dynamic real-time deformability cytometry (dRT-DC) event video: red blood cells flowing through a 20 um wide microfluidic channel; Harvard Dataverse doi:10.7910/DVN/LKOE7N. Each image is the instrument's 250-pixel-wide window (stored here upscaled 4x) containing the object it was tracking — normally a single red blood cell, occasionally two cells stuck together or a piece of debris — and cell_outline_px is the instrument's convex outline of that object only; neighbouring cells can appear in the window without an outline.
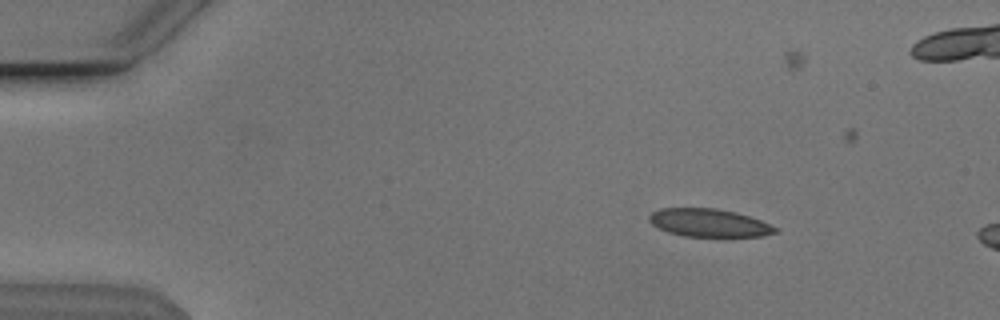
{"species": "Egyptian fruit bat (a non-hibernating species)", "species_latin": "Rousettus aegyptiacus", "temperature_condition": "cold", "stored_images_in_passage": 12, "camera_frame_rate_fps": 3000, "um_per_image_px": 0.085, "animal": {"sex": "male"}, "frame": {"image": 1, "passage_image": 7, "time_ms": 2.0, "image_size_px": [1000, 320], "cell_outline_px": [[780, 232], [760, 236], [684, 236], [668, 232], [652, 224], [648, 220], [648, 216], [652, 212], [660, 208], [716, 208], [736, 212], [760, 220], [780, 228]], "centroid_in_image_um": [60.28, 18.93], "position_along_channel_um": 24.7, "area_um2": 20.58}}